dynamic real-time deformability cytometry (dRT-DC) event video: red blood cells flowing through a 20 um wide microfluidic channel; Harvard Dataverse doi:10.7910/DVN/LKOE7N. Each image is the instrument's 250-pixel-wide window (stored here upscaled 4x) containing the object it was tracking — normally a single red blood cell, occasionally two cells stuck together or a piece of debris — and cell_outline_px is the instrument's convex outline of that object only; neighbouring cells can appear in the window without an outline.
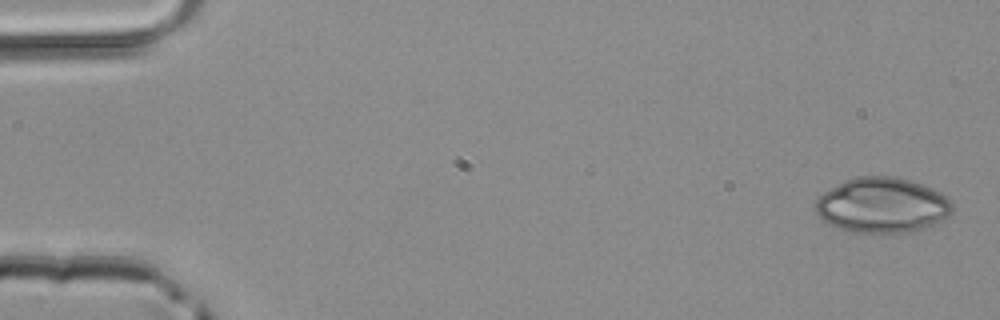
{"species": "common noctule bat (a hibernating species)", "species_latin": "Nyctalus noctula", "temperature_condition": "room temperature", "stored_images_in_passage": 47, "camera_frame_rate_fps": 3000, "um_per_image_px": 0.085, "animal": {"sex": "male", "body_mass_g": 20.4}, "frame": {"image": 1, "passage_image": 1, "time_ms": 0.0, "image_size_px": [1000, 320], "cell_outline_px": [[952, 212], [948, 216], [924, 228], [908, 232], [848, 232], [836, 228], [828, 224], [816, 212], [812, 204], [824, 192], [844, 180], [856, 176], [892, 176], [912, 180], [932, 188], [940, 192], [952, 200]], "centroid_in_image_um": [74.96, 17.43], "position_along_channel_um": 10.0, "area_um2": 44.22}}
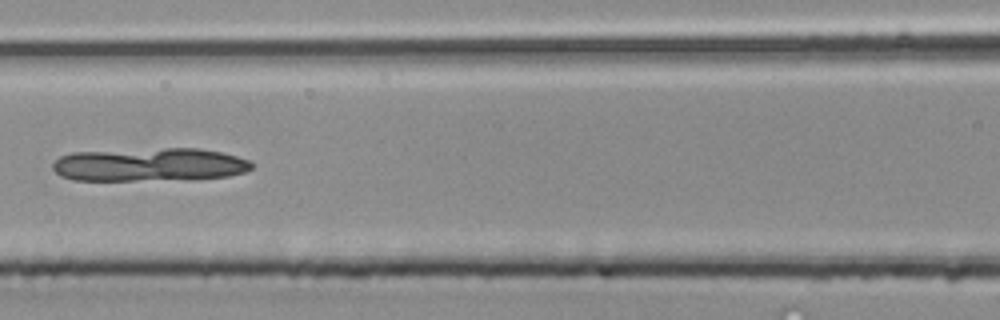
{"frame": {"image": 2, "passage_image": 21, "time_ms": 6.667, "image_size_px": [1000, 320], "cell_outline_px": [[252, 168], [244, 172], [228, 176], [132, 180], [72, 180], [60, 176], [52, 168], [52, 164], [60, 156], [72, 152], [168, 148], [196, 148], [220, 152], [236, 156], [248, 160], [252, 164]], "centroid_in_image_um": [12.63, 13.98], "position_along_channel_um": 154.0, "area_um2": 38.03}}
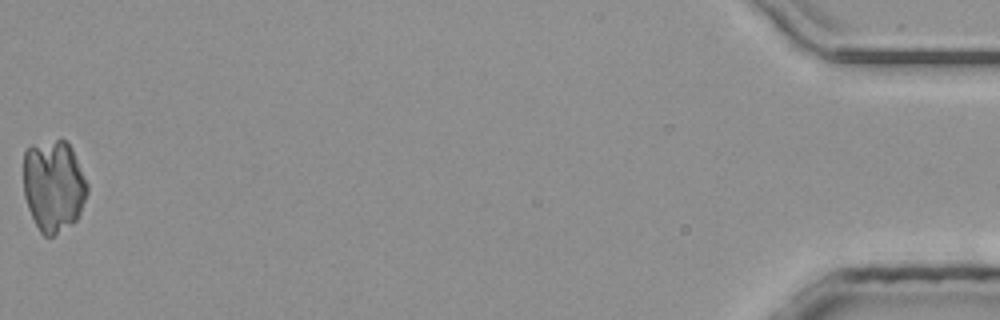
{"frame": {"image": 3, "passage_image": 47, "time_ms": 15.333, "image_size_px": [1000, 320], "cell_outline_px": [[88, 192], [80, 212], [76, 220], [52, 236], [44, 236], [40, 232], [28, 208], [24, 196], [24, 152], [32, 144], [60, 136], [72, 148], [88, 184]], "centroid_in_image_um": [4.55, 15.73], "position_along_channel_um": 430.7, "area_um2": 34.39}}